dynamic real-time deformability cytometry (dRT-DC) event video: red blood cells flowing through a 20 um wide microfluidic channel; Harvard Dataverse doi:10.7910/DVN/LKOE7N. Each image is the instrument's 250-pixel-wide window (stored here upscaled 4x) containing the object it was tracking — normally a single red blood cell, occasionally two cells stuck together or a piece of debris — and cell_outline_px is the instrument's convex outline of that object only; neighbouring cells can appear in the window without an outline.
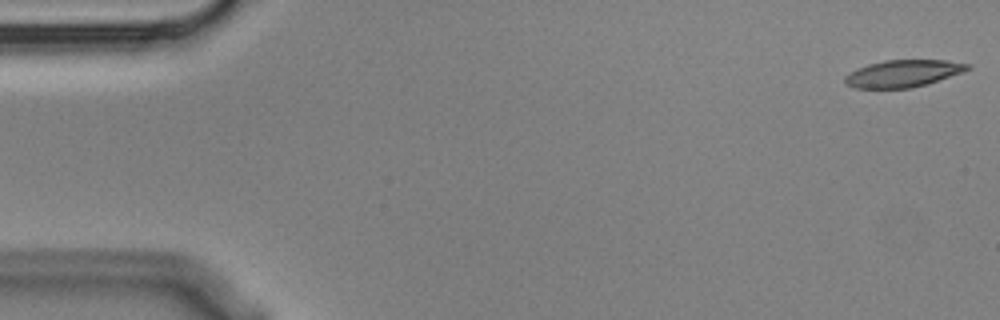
{"species": "Egyptian fruit bat (a non-hibernating species)", "species_latin": "Rousettus aegyptiacus", "temperature_condition": "cold", "stored_images_in_passage": 6, "segment_of_instrument_passage": [1, 2], "camera_frame_rate_fps": 3000, "um_per_image_px": 0.085, "animal": {"sex": "male"}, "frame": {"image": 1, "passage_image": 1, "time_ms": 0.0, "image_size_px": [1000, 320], "cell_outline_px": [[972, 68], [964, 72], [912, 88], [856, 88], [844, 84], [844, 76], [856, 68], [868, 64], [884, 60], [944, 60], [972, 64]], "centroid_in_image_um": [76.76, 6.24], "position_along_channel_um": 8.2, "area_um2": 19.48}}